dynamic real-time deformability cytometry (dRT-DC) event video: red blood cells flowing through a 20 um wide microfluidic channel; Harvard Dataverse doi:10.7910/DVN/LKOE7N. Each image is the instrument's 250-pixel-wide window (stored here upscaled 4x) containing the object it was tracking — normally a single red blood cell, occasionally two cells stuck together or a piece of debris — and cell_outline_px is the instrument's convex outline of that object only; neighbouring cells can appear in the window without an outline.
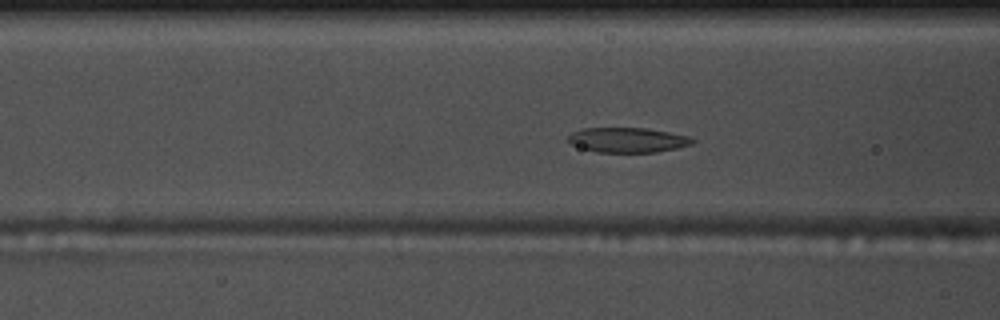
{"species": "common noctule bat (a hibernating species)", "species_latin": "Nyctalus noctula", "temperature_condition": "warm", "stored_images_in_passage": 44, "camera_frame_rate_fps": 3000, "um_per_image_px": 0.085, "animal": {"sex": "male", "body_mass_g": 17.5, "forearm_length_mm": 52.3}, "frame": {"image": 1, "passage_image": 9, "time_ms": 2.667, "image_size_px": [1000, 320], "cell_outline_px": [[696, 140], [692, 144], [676, 148], [656, 152], [596, 152], [580, 148], [564, 140], [572, 132], [584, 128], [644, 128], [668, 132], [688, 136]], "centroid_in_image_um": [53.3, 11.9], "position_along_channel_um": 113.3, "area_um2": 18.03}}
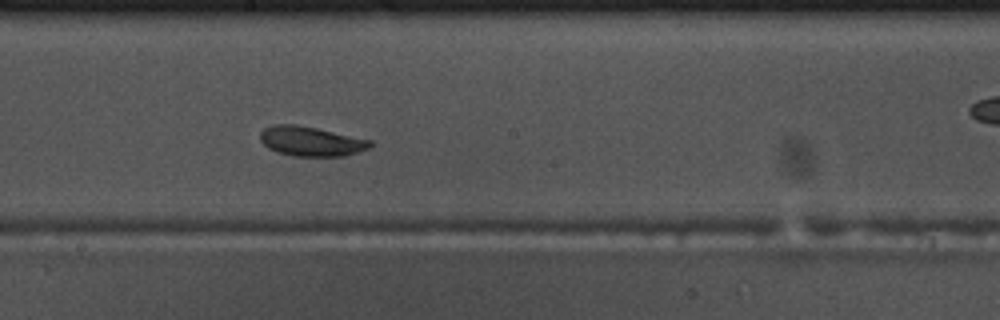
{"frame": {"image": 2, "passage_image": 18, "time_ms": 5.667, "image_size_px": [1000, 320], "cell_outline_px": [[372, 144], [368, 148], [344, 156], [292, 156], [276, 152], [268, 148], [260, 140], [260, 132], [264, 128], [272, 124], [296, 124], [316, 128], [372, 140]], "centroid_in_image_um": [26.39, 12.0], "position_along_channel_um": 221.8, "area_um2": 19.02}}
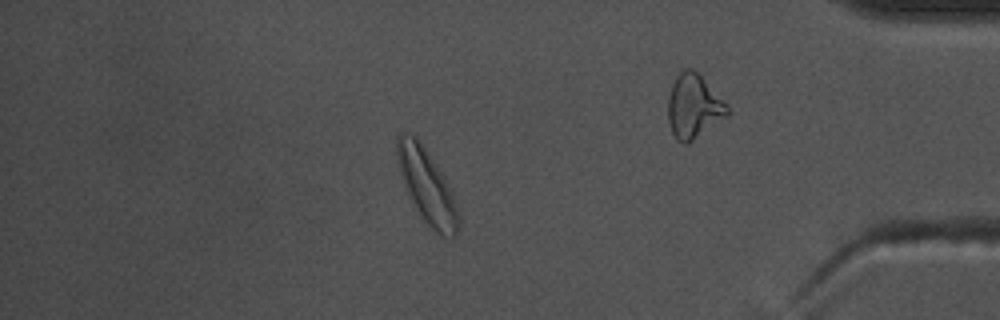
{"frame": {"image": 3, "passage_image": 36, "time_ms": 11.667, "image_size_px": [1000, 320], "cell_outline_px": [[460, 224], [456, 236], [444, 236], [436, 232], [428, 224], [416, 208], [404, 184], [396, 160], [396, 136], [400, 132], [408, 132], [416, 136], [436, 164], [444, 176], [448, 184], [460, 212]], "centroid_in_image_um": [36.29, 15.78], "position_along_channel_um": 398.9, "area_um2": 26.36}, "authors_computed_cell_mechanics": {"area_um2": 19.2474, "velocity_mm_per_s": 3.6369, "shape_relaxation_time_tau1_ms": 3.5844, "shape_relaxation_time_tau2_ms": 8.0582, "deformation_change_tau1": 0.113, "deformation_change_tau2": 0.1472}}